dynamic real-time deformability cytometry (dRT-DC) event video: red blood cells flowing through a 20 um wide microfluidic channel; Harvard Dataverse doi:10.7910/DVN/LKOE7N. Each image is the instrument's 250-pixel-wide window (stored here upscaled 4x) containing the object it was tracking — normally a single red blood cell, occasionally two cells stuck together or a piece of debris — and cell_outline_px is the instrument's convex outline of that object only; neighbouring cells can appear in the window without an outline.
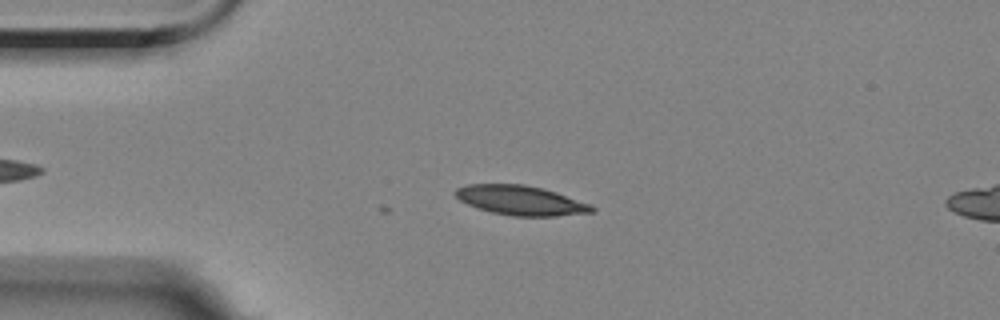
{"species": "Egyptian fruit bat (a non-hibernating species)", "species_latin": "Rousettus aegyptiacus", "temperature_condition": "room temperature", "stored_images_in_passage": 2, "camera_frame_rate_fps": 3000, "um_per_image_px": 0.085, "animal": {"sex": "female"}, "frame": {"image": 1, "passage_image": 2, "time_ms": 0.333, "image_size_px": [1000, 320], "cell_outline_px": [[596, 208], [592, 212], [556, 216], [512, 216], [492, 212], [468, 204], [460, 200], [452, 192], [456, 188], [468, 184], [524, 184], [544, 188], [592, 204]], "centroid_in_image_um": [44.28, 17.02], "position_along_channel_um": 40.7, "area_um2": 23.52}}